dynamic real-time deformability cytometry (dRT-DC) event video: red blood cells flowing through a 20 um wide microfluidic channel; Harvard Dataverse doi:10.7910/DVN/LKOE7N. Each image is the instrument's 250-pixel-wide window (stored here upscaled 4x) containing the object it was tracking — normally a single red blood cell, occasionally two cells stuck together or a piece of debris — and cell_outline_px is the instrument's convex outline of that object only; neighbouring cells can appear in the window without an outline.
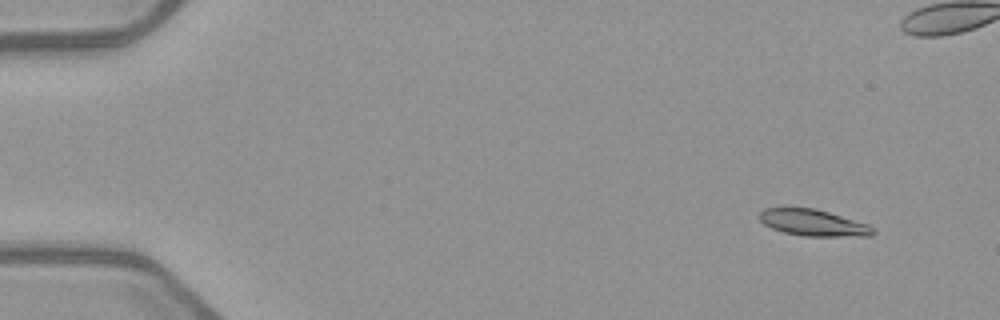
{"species": "common noctule bat (a hibernating species)", "species_latin": "Nyctalus noctula", "temperature_condition": "warm", "stored_images_in_passage": 5, "camera_frame_rate_fps": 3000, "um_per_image_px": 0.085, "animal": {"sex": "female", "body_mass_g": 21.9}, "frame": {"image": 1, "passage_image": 2, "time_ms": 1.333, "image_size_px": [1000, 320], "cell_outline_px": [[876, 232], [872, 236], [804, 236], [784, 232], [772, 228], [764, 224], [756, 216], [764, 208], [812, 208], [828, 212], [868, 224], [876, 228]], "centroid_in_image_um": [69.13, 18.94], "position_along_channel_um": 15.9, "area_um2": 17.51}}